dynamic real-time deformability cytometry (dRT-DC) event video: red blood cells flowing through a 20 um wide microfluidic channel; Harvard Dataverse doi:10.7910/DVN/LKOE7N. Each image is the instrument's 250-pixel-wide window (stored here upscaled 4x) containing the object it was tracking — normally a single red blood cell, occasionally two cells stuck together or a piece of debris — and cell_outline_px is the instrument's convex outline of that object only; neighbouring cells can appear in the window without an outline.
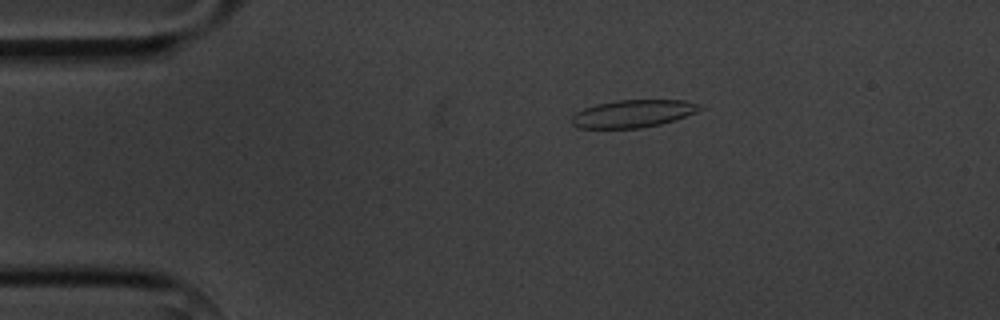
{"species": "common noctule bat (a hibernating species)", "species_latin": "Nyctalus noctula", "temperature_condition": "cold", "stored_images_in_passage": 3, "camera_frame_rate_fps": 3000, "um_per_image_px": 0.085, "animal": {"sex": "male", "body_mass_g": 20.1, "forearm_length_mm": 53.5}, "frame": {"image": 1, "passage_image": 1, "time_ms": 0.0, "image_size_px": [1000, 320], "cell_outline_px": [[704, 108], [696, 112], [676, 120], [660, 124], [640, 128], [580, 128], [572, 124], [572, 116], [576, 112], [584, 108], [596, 104], [616, 100], [684, 100], [704, 104]], "centroid_in_image_um": [53.86, 9.65], "position_along_channel_um": 31.1, "area_um2": 20.75}}
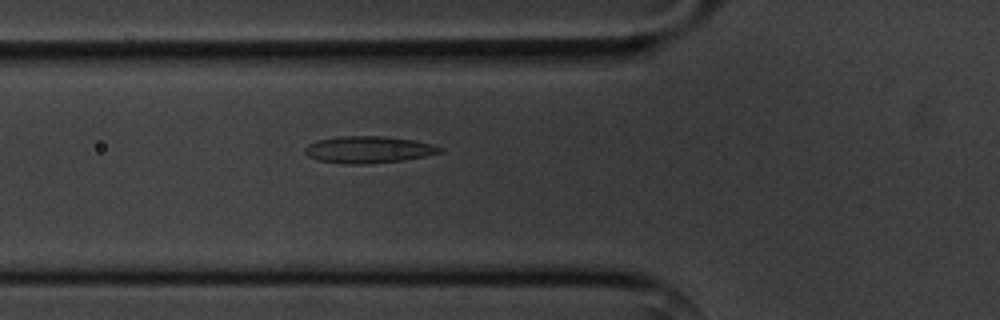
{"frame": {"image": 2, "passage_image": 3, "time_ms": 3.0, "image_size_px": [1000, 320], "cell_outline_px": [[444, 152], [404, 160], [368, 164], [348, 164], [316, 160], [308, 156], [304, 152], [304, 148], [308, 144], [320, 140], [340, 136], [384, 136], [412, 140], [432, 144], [444, 148]], "centroid_in_image_um": [31.33, 12.72], "position_along_channel_um": 94.5, "area_um2": 21.15}}